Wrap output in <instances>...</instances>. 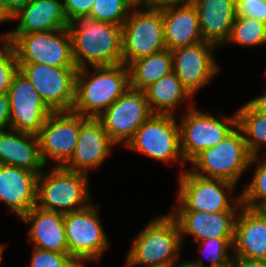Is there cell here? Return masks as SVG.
<instances>
[{
  "instance_id": "cell-1",
  "label": "cell",
  "mask_w": 266,
  "mask_h": 267,
  "mask_svg": "<svg viewBox=\"0 0 266 267\" xmlns=\"http://www.w3.org/2000/svg\"><path fill=\"white\" fill-rule=\"evenodd\" d=\"M68 29L78 69L86 67L87 63L92 67L123 63L122 26L81 18L70 22Z\"/></svg>"
},
{
  "instance_id": "cell-2",
  "label": "cell",
  "mask_w": 266,
  "mask_h": 267,
  "mask_svg": "<svg viewBox=\"0 0 266 267\" xmlns=\"http://www.w3.org/2000/svg\"><path fill=\"white\" fill-rule=\"evenodd\" d=\"M87 79V66L76 75L75 101L72 111L85 117H98L130 88L129 68L124 63L93 66Z\"/></svg>"
},
{
  "instance_id": "cell-3",
  "label": "cell",
  "mask_w": 266,
  "mask_h": 267,
  "mask_svg": "<svg viewBox=\"0 0 266 267\" xmlns=\"http://www.w3.org/2000/svg\"><path fill=\"white\" fill-rule=\"evenodd\" d=\"M181 242L172 213L154 218L133 241L125 266L171 267L179 258Z\"/></svg>"
},
{
  "instance_id": "cell-4",
  "label": "cell",
  "mask_w": 266,
  "mask_h": 267,
  "mask_svg": "<svg viewBox=\"0 0 266 267\" xmlns=\"http://www.w3.org/2000/svg\"><path fill=\"white\" fill-rule=\"evenodd\" d=\"M87 175L57 165L48 173L41 172L37 179L36 206L62 214L86 208L90 205Z\"/></svg>"
},
{
  "instance_id": "cell-5",
  "label": "cell",
  "mask_w": 266,
  "mask_h": 267,
  "mask_svg": "<svg viewBox=\"0 0 266 267\" xmlns=\"http://www.w3.org/2000/svg\"><path fill=\"white\" fill-rule=\"evenodd\" d=\"M251 157L242 130L237 126L220 143L196 155L190 161L195 166L191 172L236 184L242 172L252 165Z\"/></svg>"
},
{
  "instance_id": "cell-6",
  "label": "cell",
  "mask_w": 266,
  "mask_h": 267,
  "mask_svg": "<svg viewBox=\"0 0 266 267\" xmlns=\"http://www.w3.org/2000/svg\"><path fill=\"white\" fill-rule=\"evenodd\" d=\"M18 63H39L53 67H76L68 28L10 34Z\"/></svg>"
},
{
  "instance_id": "cell-7",
  "label": "cell",
  "mask_w": 266,
  "mask_h": 267,
  "mask_svg": "<svg viewBox=\"0 0 266 267\" xmlns=\"http://www.w3.org/2000/svg\"><path fill=\"white\" fill-rule=\"evenodd\" d=\"M146 8L130 12L122 25V55L126 66L166 49L162 10Z\"/></svg>"
},
{
  "instance_id": "cell-8",
  "label": "cell",
  "mask_w": 266,
  "mask_h": 267,
  "mask_svg": "<svg viewBox=\"0 0 266 267\" xmlns=\"http://www.w3.org/2000/svg\"><path fill=\"white\" fill-rule=\"evenodd\" d=\"M41 99L52 111H71L75 101L77 67L18 63Z\"/></svg>"
},
{
  "instance_id": "cell-9",
  "label": "cell",
  "mask_w": 266,
  "mask_h": 267,
  "mask_svg": "<svg viewBox=\"0 0 266 267\" xmlns=\"http://www.w3.org/2000/svg\"><path fill=\"white\" fill-rule=\"evenodd\" d=\"M96 210L90 204L63 214L68 254L82 267L83 260H98L109 246Z\"/></svg>"
},
{
  "instance_id": "cell-10",
  "label": "cell",
  "mask_w": 266,
  "mask_h": 267,
  "mask_svg": "<svg viewBox=\"0 0 266 267\" xmlns=\"http://www.w3.org/2000/svg\"><path fill=\"white\" fill-rule=\"evenodd\" d=\"M126 146L156 160L175 162L181 159L182 164L185 162L180 127L174 115L153 114L138 128Z\"/></svg>"
},
{
  "instance_id": "cell-11",
  "label": "cell",
  "mask_w": 266,
  "mask_h": 267,
  "mask_svg": "<svg viewBox=\"0 0 266 267\" xmlns=\"http://www.w3.org/2000/svg\"><path fill=\"white\" fill-rule=\"evenodd\" d=\"M177 211H201L210 213L235 212L225 191H232L233 182L205 178L190 170L180 175Z\"/></svg>"
},
{
  "instance_id": "cell-12",
  "label": "cell",
  "mask_w": 266,
  "mask_h": 267,
  "mask_svg": "<svg viewBox=\"0 0 266 267\" xmlns=\"http://www.w3.org/2000/svg\"><path fill=\"white\" fill-rule=\"evenodd\" d=\"M179 127L182 155L185 161H191L202 150L220 143L237 127V113L218 120L190 106Z\"/></svg>"
},
{
  "instance_id": "cell-13",
  "label": "cell",
  "mask_w": 266,
  "mask_h": 267,
  "mask_svg": "<svg viewBox=\"0 0 266 267\" xmlns=\"http://www.w3.org/2000/svg\"><path fill=\"white\" fill-rule=\"evenodd\" d=\"M152 115L145 92L129 88L98 118L110 140L114 144L124 141L126 146L138 128Z\"/></svg>"
},
{
  "instance_id": "cell-14",
  "label": "cell",
  "mask_w": 266,
  "mask_h": 267,
  "mask_svg": "<svg viewBox=\"0 0 266 267\" xmlns=\"http://www.w3.org/2000/svg\"><path fill=\"white\" fill-rule=\"evenodd\" d=\"M74 111H53L39 133L40 154L44 164L50 157L57 166H63L73 155L80 131V124L85 119Z\"/></svg>"
},
{
  "instance_id": "cell-15",
  "label": "cell",
  "mask_w": 266,
  "mask_h": 267,
  "mask_svg": "<svg viewBox=\"0 0 266 267\" xmlns=\"http://www.w3.org/2000/svg\"><path fill=\"white\" fill-rule=\"evenodd\" d=\"M7 94L10 103V129L37 135L53 111L20 70L15 74Z\"/></svg>"
},
{
  "instance_id": "cell-16",
  "label": "cell",
  "mask_w": 266,
  "mask_h": 267,
  "mask_svg": "<svg viewBox=\"0 0 266 267\" xmlns=\"http://www.w3.org/2000/svg\"><path fill=\"white\" fill-rule=\"evenodd\" d=\"M216 45L202 41L190 46L171 50L173 72L191 95L205 86L218 72L211 49Z\"/></svg>"
},
{
  "instance_id": "cell-17",
  "label": "cell",
  "mask_w": 266,
  "mask_h": 267,
  "mask_svg": "<svg viewBox=\"0 0 266 267\" xmlns=\"http://www.w3.org/2000/svg\"><path fill=\"white\" fill-rule=\"evenodd\" d=\"M112 145L114 143L101 120L98 117H86L80 124L74 153L63 167L87 174L88 169L98 167L106 159Z\"/></svg>"
},
{
  "instance_id": "cell-18",
  "label": "cell",
  "mask_w": 266,
  "mask_h": 267,
  "mask_svg": "<svg viewBox=\"0 0 266 267\" xmlns=\"http://www.w3.org/2000/svg\"><path fill=\"white\" fill-rule=\"evenodd\" d=\"M38 174L0 164V200L20 218L36 206Z\"/></svg>"
},
{
  "instance_id": "cell-19",
  "label": "cell",
  "mask_w": 266,
  "mask_h": 267,
  "mask_svg": "<svg viewBox=\"0 0 266 267\" xmlns=\"http://www.w3.org/2000/svg\"><path fill=\"white\" fill-rule=\"evenodd\" d=\"M235 220V257L266 261V212L241 205Z\"/></svg>"
},
{
  "instance_id": "cell-20",
  "label": "cell",
  "mask_w": 266,
  "mask_h": 267,
  "mask_svg": "<svg viewBox=\"0 0 266 267\" xmlns=\"http://www.w3.org/2000/svg\"><path fill=\"white\" fill-rule=\"evenodd\" d=\"M12 19H19L14 31L3 34L4 42L10 41V34H27L68 28L69 22L61 0H31Z\"/></svg>"
},
{
  "instance_id": "cell-21",
  "label": "cell",
  "mask_w": 266,
  "mask_h": 267,
  "mask_svg": "<svg viewBox=\"0 0 266 267\" xmlns=\"http://www.w3.org/2000/svg\"><path fill=\"white\" fill-rule=\"evenodd\" d=\"M173 213L179 224L181 241L183 234L194 236L195 242L210 238H234L236 212L176 211Z\"/></svg>"
},
{
  "instance_id": "cell-22",
  "label": "cell",
  "mask_w": 266,
  "mask_h": 267,
  "mask_svg": "<svg viewBox=\"0 0 266 267\" xmlns=\"http://www.w3.org/2000/svg\"><path fill=\"white\" fill-rule=\"evenodd\" d=\"M203 41L216 46L227 42L236 19V0H193Z\"/></svg>"
},
{
  "instance_id": "cell-23",
  "label": "cell",
  "mask_w": 266,
  "mask_h": 267,
  "mask_svg": "<svg viewBox=\"0 0 266 267\" xmlns=\"http://www.w3.org/2000/svg\"><path fill=\"white\" fill-rule=\"evenodd\" d=\"M11 130H0V164L25 168L39 175L45 164L37 135Z\"/></svg>"
},
{
  "instance_id": "cell-24",
  "label": "cell",
  "mask_w": 266,
  "mask_h": 267,
  "mask_svg": "<svg viewBox=\"0 0 266 267\" xmlns=\"http://www.w3.org/2000/svg\"><path fill=\"white\" fill-rule=\"evenodd\" d=\"M21 219L31 225L30 240L34 247L52 252L68 253L63 214L34 206Z\"/></svg>"
},
{
  "instance_id": "cell-25",
  "label": "cell",
  "mask_w": 266,
  "mask_h": 267,
  "mask_svg": "<svg viewBox=\"0 0 266 267\" xmlns=\"http://www.w3.org/2000/svg\"><path fill=\"white\" fill-rule=\"evenodd\" d=\"M170 7L162 10L166 49L174 50L202 42L196 7Z\"/></svg>"
},
{
  "instance_id": "cell-26",
  "label": "cell",
  "mask_w": 266,
  "mask_h": 267,
  "mask_svg": "<svg viewBox=\"0 0 266 267\" xmlns=\"http://www.w3.org/2000/svg\"><path fill=\"white\" fill-rule=\"evenodd\" d=\"M144 92L151 112L160 115H174L175 107L192 97L174 72L161 77Z\"/></svg>"
},
{
  "instance_id": "cell-27",
  "label": "cell",
  "mask_w": 266,
  "mask_h": 267,
  "mask_svg": "<svg viewBox=\"0 0 266 267\" xmlns=\"http://www.w3.org/2000/svg\"><path fill=\"white\" fill-rule=\"evenodd\" d=\"M128 68L130 88L144 91L161 77L173 72L172 52L164 49L133 61Z\"/></svg>"
},
{
  "instance_id": "cell-28",
  "label": "cell",
  "mask_w": 266,
  "mask_h": 267,
  "mask_svg": "<svg viewBox=\"0 0 266 267\" xmlns=\"http://www.w3.org/2000/svg\"><path fill=\"white\" fill-rule=\"evenodd\" d=\"M236 113L237 126L245 134L244 139L251 156H258L259 146L266 145V114L257 112L248 102Z\"/></svg>"
},
{
  "instance_id": "cell-29",
  "label": "cell",
  "mask_w": 266,
  "mask_h": 267,
  "mask_svg": "<svg viewBox=\"0 0 266 267\" xmlns=\"http://www.w3.org/2000/svg\"><path fill=\"white\" fill-rule=\"evenodd\" d=\"M265 161L261 162L256 156H252L250 163L257 160V169L250 184L245 187L242 194L235 201V205L251 209H264L266 207V154ZM259 200V202L257 201Z\"/></svg>"
},
{
  "instance_id": "cell-30",
  "label": "cell",
  "mask_w": 266,
  "mask_h": 267,
  "mask_svg": "<svg viewBox=\"0 0 266 267\" xmlns=\"http://www.w3.org/2000/svg\"><path fill=\"white\" fill-rule=\"evenodd\" d=\"M242 46H257L266 43V24L249 17L236 16L228 42Z\"/></svg>"
},
{
  "instance_id": "cell-31",
  "label": "cell",
  "mask_w": 266,
  "mask_h": 267,
  "mask_svg": "<svg viewBox=\"0 0 266 267\" xmlns=\"http://www.w3.org/2000/svg\"><path fill=\"white\" fill-rule=\"evenodd\" d=\"M134 7L138 6L131 0H95L87 18L122 26L130 14L129 9Z\"/></svg>"
},
{
  "instance_id": "cell-32",
  "label": "cell",
  "mask_w": 266,
  "mask_h": 267,
  "mask_svg": "<svg viewBox=\"0 0 266 267\" xmlns=\"http://www.w3.org/2000/svg\"><path fill=\"white\" fill-rule=\"evenodd\" d=\"M233 242L234 238H210L196 243L201 253L209 255V267H230L233 257L228 254V249L233 247Z\"/></svg>"
},
{
  "instance_id": "cell-33",
  "label": "cell",
  "mask_w": 266,
  "mask_h": 267,
  "mask_svg": "<svg viewBox=\"0 0 266 267\" xmlns=\"http://www.w3.org/2000/svg\"><path fill=\"white\" fill-rule=\"evenodd\" d=\"M18 70L19 65L11 42H3L2 50L0 49V93H8Z\"/></svg>"
},
{
  "instance_id": "cell-34",
  "label": "cell",
  "mask_w": 266,
  "mask_h": 267,
  "mask_svg": "<svg viewBox=\"0 0 266 267\" xmlns=\"http://www.w3.org/2000/svg\"><path fill=\"white\" fill-rule=\"evenodd\" d=\"M30 267H82L68 253L52 252L34 247Z\"/></svg>"
},
{
  "instance_id": "cell-35",
  "label": "cell",
  "mask_w": 266,
  "mask_h": 267,
  "mask_svg": "<svg viewBox=\"0 0 266 267\" xmlns=\"http://www.w3.org/2000/svg\"><path fill=\"white\" fill-rule=\"evenodd\" d=\"M236 14L266 24V0H236Z\"/></svg>"
},
{
  "instance_id": "cell-36",
  "label": "cell",
  "mask_w": 266,
  "mask_h": 267,
  "mask_svg": "<svg viewBox=\"0 0 266 267\" xmlns=\"http://www.w3.org/2000/svg\"><path fill=\"white\" fill-rule=\"evenodd\" d=\"M68 22L87 18L92 10L95 0H62Z\"/></svg>"
},
{
  "instance_id": "cell-37",
  "label": "cell",
  "mask_w": 266,
  "mask_h": 267,
  "mask_svg": "<svg viewBox=\"0 0 266 267\" xmlns=\"http://www.w3.org/2000/svg\"><path fill=\"white\" fill-rule=\"evenodd\" d=\"M193 4V0H149L145 7L163 10L170 7L187 6Z\"/></svg>"
},
{
  "instance_id": "cell-38",
  "label": "cell",
  "mask_w": 266,
  "mask_h": 267,
  "mask_svg": "<svg viewBox=\"0 0 266 267\" xmlns=\"http://www.w3.org/2000/svg\"><path fill=\"white\" fill-rule=\"evenodd\" d=\"M10 127V103L8 94L0 93V130Z\"/></svg>"
},
{
  "instance_id": "cell-39",
  "label": "cell",
  "mask_w": 266,
  "mask_h": 267,
  "mask_svg": "<svg viewBox=\"0 0 266 267\" xmlns=\"http://www.w3.org/2000/svg\"><path fill=\"white\" fill-rule=\"evenodd\" d=\"M5 11L12 17L31 0H1Z\"/></svg>"
},
{
  "instance_id": "cell-40",
  "label": "cell",
  "mask_w": 266,
  "mask_h": 267,
  "mask_svg": "<svg viewBox=\"0 0 266 267\" xmlns=\"http://www.w3.org/2000/svg\"><path fill=\"white\" fill-rule=\"evenodd\" d=\"M234 259L231 262L232 267H266V261L241 257H235Z\"/></svg>"
},
{
  "instance_id": "cell-41",
  "label": "cell",
  "mask_w": 266,
  "mask_h": 267,
  "mask_svg": "<svg viewBox=\"0 0 266 267\" xmlns=\"http://www.w3.org/2000/svg\"><path fill=\"white\" fill-rule=\"evenodd\" d=\"M257 112L266 114V94L248 102Z\"/></svg>"
},
{
  "instance_id": "cell-42",
  "label": "cell",
  "mask_w": 266,
  "mask_h": 267,
  "mask_svg": "<svg viewBox=\"0 0 266 267\" xmlns=\"http://www.w3.org/2000/svg\"><path fill=\"white\" fill-rule=\"evenodd\" d=\"M171 267H176V266L175 264H173ZM177 267H204V263H203V260L200 259L198 261H193L191 263L189 262L182 263L180 264V266H177Z\"/></svg>"
},
{
  "instance_id": "cell-43",
  "label": "cell",
  "mask_w": 266,
  "mask_h": 267,
  "mask_svg": "<svg viewBox=\"0 0 266 267\" xmlns=\"http://www.w3.org/2000/svg\"><path fill=\"white\" fill-rule=\"evenodd\" d=\"M11 16L5 11L2 1L0 0V22L5 20H11Z\"/></svg>"
},
{
  "instance_id": "cell-44",
  "label": "cell",
  "mask_w": 266,
  "mask_h": 267,
  "mask_svg": "<svg viewBox=\"0 0 266 267\" xmlns=\"http://www.w3.org/2000/svg\"><path fill=\"white\" fill-rule=\"evenodd\" d=\"M136 6L146 5L149 0H131Z\"/></svg>"
},
{
  "instance_id": "cell-45",
  "label": "cell",
  "mask_w": 266,
  "mask_h": 267,
  "mask_svg": "<svg viewBox=\"0 0 266 267\" xmlns=\"http://www.w3.org/2000/svg\"><path fill=\"white\" fill-rule=\"evenodd\" d=\"M2 252H3V246L2 245H0V262H1V258H2Z\"/></svg>"
}]
</instances>
